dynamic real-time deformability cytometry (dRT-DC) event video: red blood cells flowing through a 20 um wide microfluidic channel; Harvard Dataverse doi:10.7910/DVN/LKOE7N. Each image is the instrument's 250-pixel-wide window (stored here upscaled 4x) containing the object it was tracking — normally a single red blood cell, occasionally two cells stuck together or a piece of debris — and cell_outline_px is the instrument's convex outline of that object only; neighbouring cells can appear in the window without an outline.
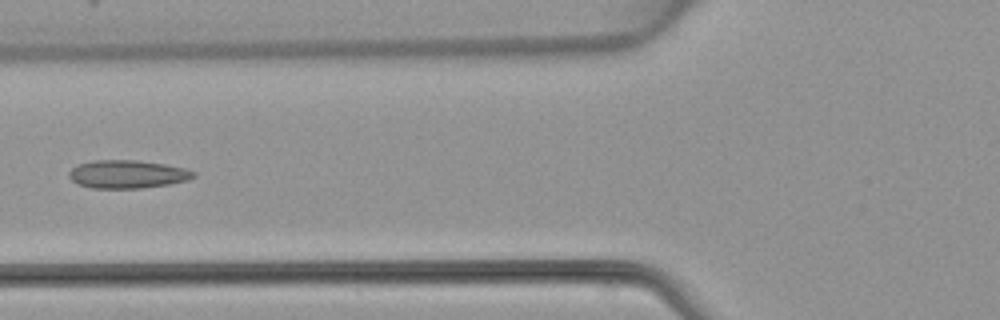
{"species": "common noctule bat (a hibernating species)", "species_latin": "Nyctalus noctula", "temperature_condition": "warm", "stored_images_in_passage": 6, "camera_frame_rate_fps": 3000, "um_per_image_px": 0.085, "animal": {"sex": "female", "body_mass_g": 22.7, "forearm_length_mm": 54.2}, "frame": {"image": 1, "passage_image": 6, "time_ms": 6.0, "image_size_px": [1000, 320], "cell_outline_px": [[196, 176], [188, 180], [168, 184], [140, 188], [92, 188], [80, 184], [72, 180], [68, 176], [68, 172], [76, 164], [92, 160], [136, 160], [164, 164], [184, 168], [196, 172]], "centroid_in_image_um": [10.81, 14.8], "position_along_channel_um": 115.0, "area_um2": 20.4}}